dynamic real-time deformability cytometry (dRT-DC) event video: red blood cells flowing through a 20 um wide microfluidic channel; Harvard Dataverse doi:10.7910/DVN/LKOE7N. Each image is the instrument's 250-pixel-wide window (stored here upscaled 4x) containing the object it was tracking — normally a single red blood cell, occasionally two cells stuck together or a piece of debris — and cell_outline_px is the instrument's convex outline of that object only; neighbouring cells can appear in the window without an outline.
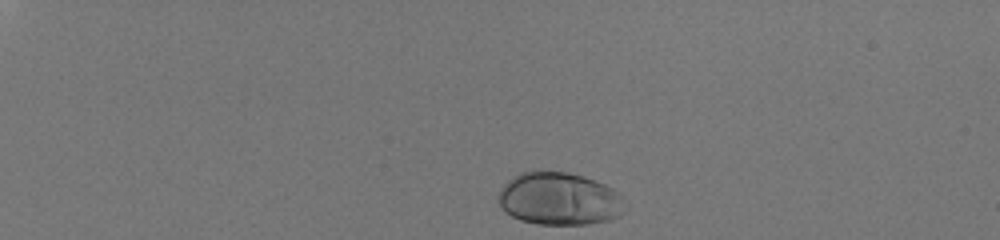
{"species": "human", "species_latin": "Homo sapiens", "temperature_condition": "room temperature", "stored_images_in_passage": 37, "camera_frame_rate_fps": 3000, "um_per_image_px": 0.085, "donor": {"sex": "male"}, "frame": {"image": 1, "passage_image": 1, "time_ms": 0.0, "image_size_px": [1000, 240], "cell_outline_px": [[620, 216], [612, 220], [584, 224], [536, 224], [520, 220], [512, 216], [500, 204], [500, 188], [508, 180], [520, 172], [568, 172], [584, 176], [604, 184], [612, 188], [616, 192]], "centroid_in_image_um": [47.47, 16.9], "position_along_channel_um": 37.5, "area_um2": 37.86}}
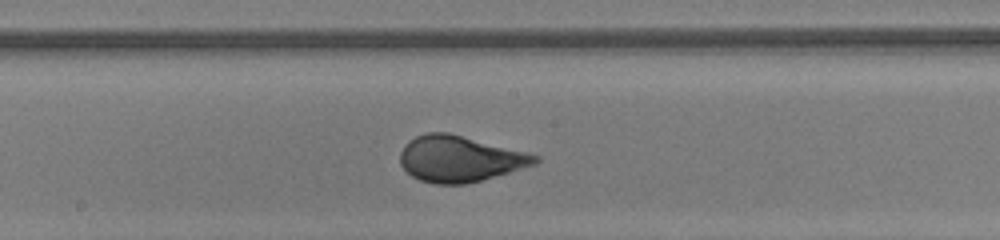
{"frame": {"image": 2, "passage_image": 22, "time_ms": 7.0, "image_size_px": [1000, 240], "cell_outline_px": [[540, 160], [536, 164], [480, 180], [464, 184], [436, 184], [420, 180], [412, 176], [400, 164], [400, 152], [404, 144], [408, 140], [416, 136], [428, 132], [448, 132], [540, 156]], "centroid_in_image_um": [39.03, 13.49], "position_along_channel_um": 209.2, "area_um2": 35.84}}
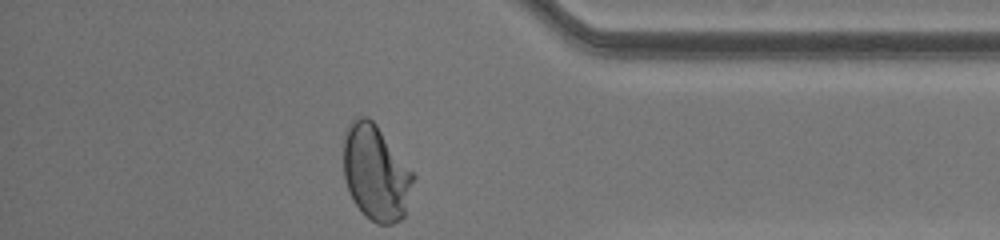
{"frame": {"image": 3, "passage_image": 37, "time_ms": 12.0, "image_size_px": [1000, 240], "cell_outline_px": [[416, 176], [404, 216], [400, 220], [392, 224], [376, 224], [364, 216], [352, 200], [344, 176], [344, 132], [348, 124], [352, 120], [360, 116], [368, 116], [376, 124]], "centroid_in_image_um": [31.94, 14.7], "position_along_channel_um": 403.3, "area_um2": 38.96}, "authors_computed_cell_mechanics": {"area_um2": 36.0094, "velocity_mm_per_s": 4.0773, "shape_relaxation_time_tau1_ms": 4.0473, "shape_relaxation_time_tau2_ms": null, "deformation_change_tau1": 0.1987, "deformation_change_tau2": null}}